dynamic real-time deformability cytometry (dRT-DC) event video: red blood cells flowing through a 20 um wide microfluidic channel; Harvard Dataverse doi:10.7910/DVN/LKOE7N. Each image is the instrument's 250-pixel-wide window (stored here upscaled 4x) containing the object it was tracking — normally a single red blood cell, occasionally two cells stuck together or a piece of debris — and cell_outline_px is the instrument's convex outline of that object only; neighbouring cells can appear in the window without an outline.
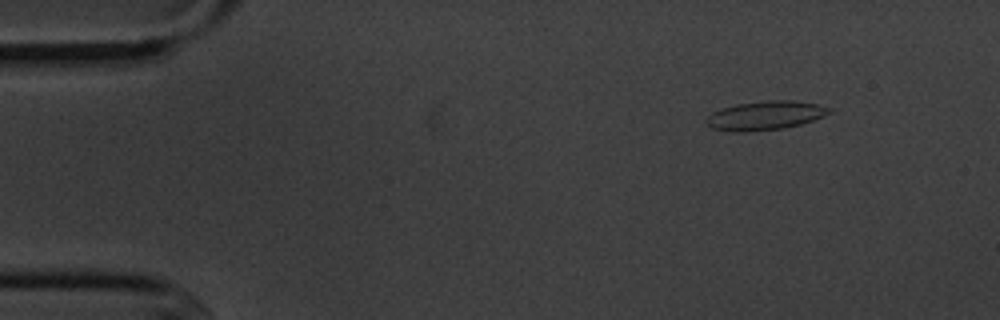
{"species": "common noctule bat (a hibernating species)", "species_latin": "Nyctalus noctula", "temperature_condition": "cold", "stored_images_in_passage": 4, "camera_frame_rate_fps": 3000, "um_per_image_px": 0.085, "animal": {"sex": "male", "body_mass_g": 20.1, "forearm_length_mm": 53.5}, "frame": {"image": 1, "passage_image": 1, "time_ms": 0.0, "image_size_px": [1000, 320], "cell_outline_px": [[832, 112], [824, 116], [800, 124], [784, 128], [744, 132], [732, 132], [712, 128], [704, 120], [712, 112], [720, 108], [736, 104], [768, 100], [792, 100], [816, 104], [832, 108]], "centroid_in_image_um": [65.02, 9.81], "position_along_channel_um": 20.0, "area_um2": 20.75}}